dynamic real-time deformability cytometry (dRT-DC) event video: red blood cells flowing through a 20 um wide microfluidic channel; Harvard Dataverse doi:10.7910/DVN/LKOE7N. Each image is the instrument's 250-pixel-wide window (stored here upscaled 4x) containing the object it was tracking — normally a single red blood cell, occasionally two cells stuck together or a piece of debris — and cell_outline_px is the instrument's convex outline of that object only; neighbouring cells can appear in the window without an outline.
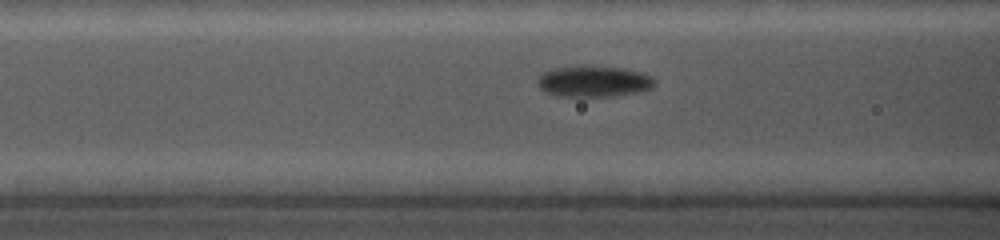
{"species": "common noctule bat (a hibernating species)", "species_latin": "Nyctalus noctula", "temperature_condition": "cold", "stored_images_in_passage": 42, "camera_frame_rate_fps": 5000, "um_per_image_px": 0.085, "animal": {"sex": "female", "body_mass_g": 19.0, "forearm_length_mm": 56.7}, "frame": {"image": 1, "passage_image": 14, "time_ms": 3.2, "image_size_px": [1000, 240], "cell_outline_px": [[656, 84], [652, 88], [636, 92], [612, 96], [556, 96], [544, 92], [536, 84], [536, 80], [544, 72], [556, 68], [624, 68], [640, 72], [652, 76], [656, 80]], "centroid_in_image_um": [50.48, 6.96], "position_along_channel_um": 116.1, "area_um2": 20.63}}
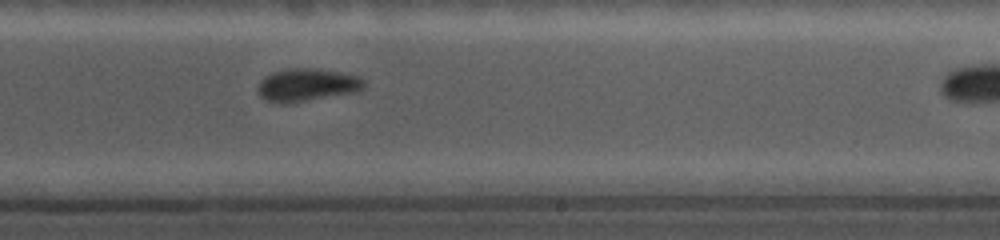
{"frame": {"image": 2, "passage_image": 29, "time_ms": 7.2, "image_size_px": [1000, 240], "cell_outline_px": [[364, 88], [360, 92], [276, 104], [264, 100], [260, 96], [260, 80], [272, 72], [292, 68], [312, 68], [340, 72], [360, 76], [364, 80]], "centroid_in_image_um": [26.14, 7.21], "position_along_channel_um": 262.9, "area_um2": 20.11}}
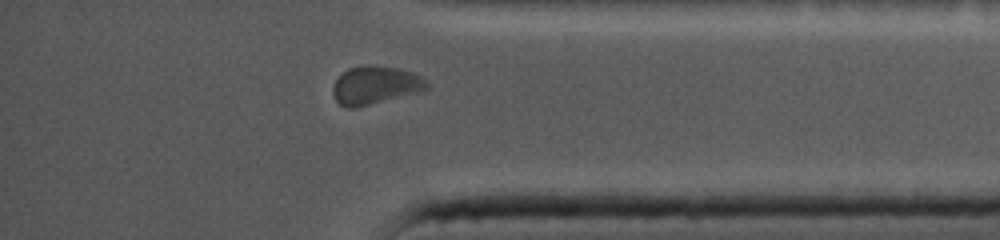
{"frame": {"image": 3, "passage_image": 40, "time_ms": 11.0, "image_size_px": [1000, 240], "cell_outline_px": [[432, 84], [428, 88], [420, 92], [356, 108], [348, 108], [340, 104], [336, 100], [332, 92], [332, 88], [336, 80], [348, 68], [364, 64], [376, 64], [400, 68], [412, 72], [428, 80]], "centroid_in_image_um": [31.94, 7.22], "position_along_channel_um": 403.3, "area_um2": 21.33}}